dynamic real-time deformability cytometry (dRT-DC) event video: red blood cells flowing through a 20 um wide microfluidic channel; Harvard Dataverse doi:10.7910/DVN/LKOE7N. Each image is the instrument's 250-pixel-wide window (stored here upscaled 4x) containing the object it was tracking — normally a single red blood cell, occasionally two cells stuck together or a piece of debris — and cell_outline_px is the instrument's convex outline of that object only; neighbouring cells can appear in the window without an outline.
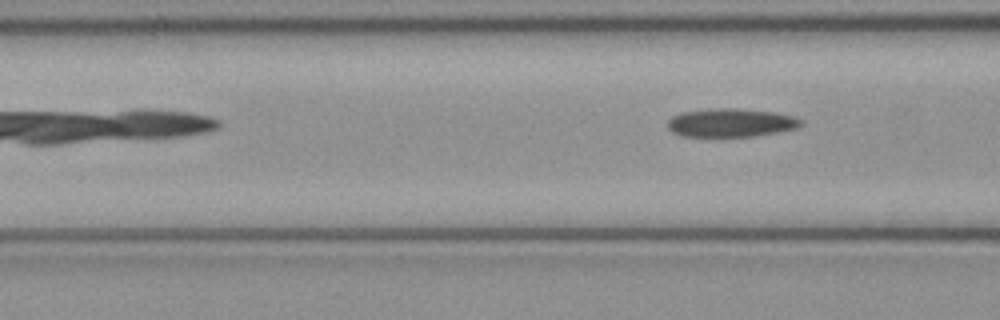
{"species": "common noctule bat (a hibernating species)", "species_latin": "Nyctalus noctula", "temperature_condition": "cold", "stored_images_in_passage": 5, "camera_frame_rate_fps": 3000, "um_per_image_px": 0.085, "animal": {"sex": "female", "body_mass_g": 21.9}, "frame": {"image": 1, "passage_image": 5, "time_ms": 1.333, "image_size_px": [1000, 320], "cell_outline_px": [[804, 124], [796, 128], [756, 136], [680, 136], [672, 132], [668, 128], [668, 120], [672, 116], [680, 112], [712, 108], [736, 108], [772, 112], [792, 116], [804, 120]], "centroid_in_image_um": [62.1, 10.43], "position_along_channel_um": 104.5, "area_um2": 22.14}}